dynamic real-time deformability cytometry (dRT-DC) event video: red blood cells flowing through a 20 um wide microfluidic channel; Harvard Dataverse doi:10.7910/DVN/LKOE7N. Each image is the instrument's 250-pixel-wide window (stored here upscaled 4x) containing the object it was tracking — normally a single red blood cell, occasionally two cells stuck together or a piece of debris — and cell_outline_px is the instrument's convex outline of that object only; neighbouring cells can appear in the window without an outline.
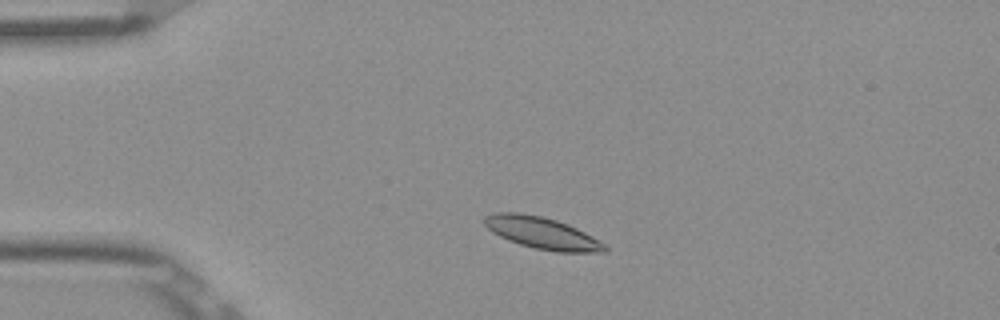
{"species": "Egyptian fruit bat (a non-hibernating species)", "species_latin": "Rousettus aegyptiacus", "temperature_condition": "room temperature", "stored_images_in_passage": 43, "camera_frame_rate_fps": 3000, "um_per_image_px": 0.085, "frame": {"image": 1, "passage_image": 2, "time_ms": 0.333, "image_size_px": [1000, 320], "cell_outline_px": [[608, 252], [556, 252], [536, 248], [520, 244], [508, 240], [492, 232], [484, 224], [484, 216], [492, 212], [520, 212], [540, 216], [556, 220], [568, 224], [592, 236], [604, 244], [608, 248]], "centroid_in_image_um": [46.06, 19.8], "position_along_channel_um": 38.9, "area_um2": 22.25}}
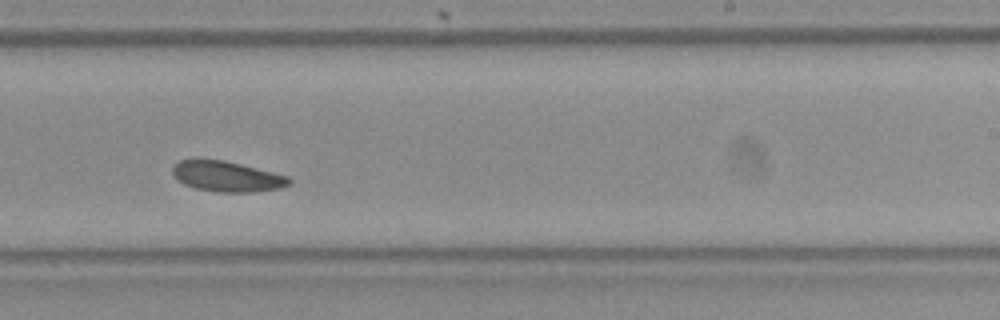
{"frame": {"image": 2, "passage_image": 23, "time_ms": 7.333, "image_size_px": [1000, 320], "cell_outline_px": [[292, 184], [280, 188], [252, 192], [216, 192], [196, 188], [184, 184], [172, 172], [172, 164], [180, 160], [196, 156], [200, 156], [224, 160], [288, 176], [292, 180]], "centroid_in_image_um": [19.24, 14.95], "position_along_channel_um": 269.8, "area_um2": 21.15}}
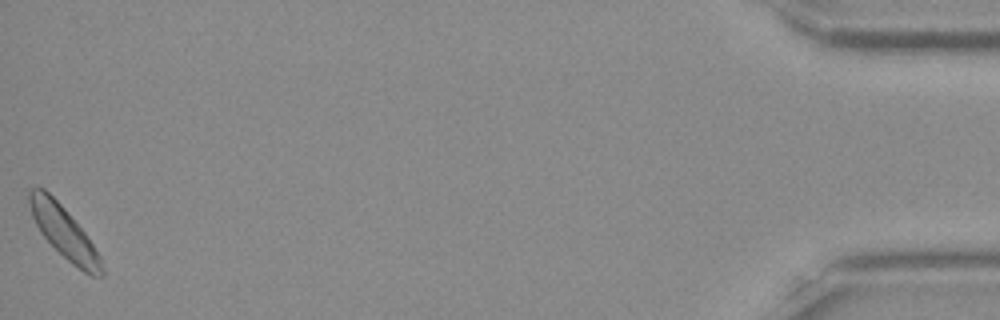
{"frame": {"image": 3, "passage_image": 43, "time_ms": 14.0, "image_size_px": [1000, 320], "cell_outline_px": [[104, 276], [92, 276], [84, 272], [72, 264], [40, 232], [32, 216], [28, 204], [28, 192], [32, 188], [44, 188], [64, 208], [84, 232], [100, 256], [104, 272]], "centroid_in_image_um": [5.43, 19.74], "position_along_channel_um": 429.8, "area_um2": 21.33}, "authors_computed_cell_mechanics": {"area_um2": 21.2126, "velocity_mm_per_s": 3.7979, "shape_relaxation_time_tau1_ms": 2.8397, "shape_relaxation_time_tau2_ms": null, "deformation_change_tau1": 0.0711, "deformation_change_tau2": null}}